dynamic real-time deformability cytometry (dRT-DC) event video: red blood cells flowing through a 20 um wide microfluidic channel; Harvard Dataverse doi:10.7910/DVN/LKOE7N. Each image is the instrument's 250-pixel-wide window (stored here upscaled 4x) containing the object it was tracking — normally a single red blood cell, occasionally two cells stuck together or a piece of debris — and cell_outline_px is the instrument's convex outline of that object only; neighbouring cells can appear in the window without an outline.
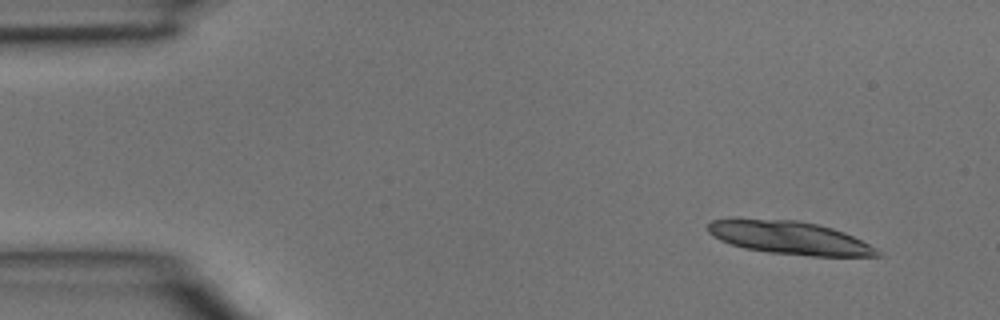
{"species": "common noctule bat (a hibernating species)", "species_latin": "Nyctalus noctula", "temperature_condition": "room temperature", "stored_images_in_passage": 4, "camera_frame_rate_fps": 3000, "um_per_image_px": 0.085, "animal": {"sex": "male", "body_mass_g": 15.6}, "frame": {"image": 1, "passage_image": 1, "time_ms": 0.0, "image_size_px": [1000, 320], "cell_outline_px": [[884, 256], [812, 256], [768, 252], [744, 248], [720, 240], [712, 236], [708, 232], [708, 224], [712, 220], [732, 216], [796, 220], [816, 224], [832, 228], [844, 232], [876, 248]], "centroid_in_image_um": [67.02, 20.17], "position_along_channel_um": 18.0, "area_um2": 33.18}}
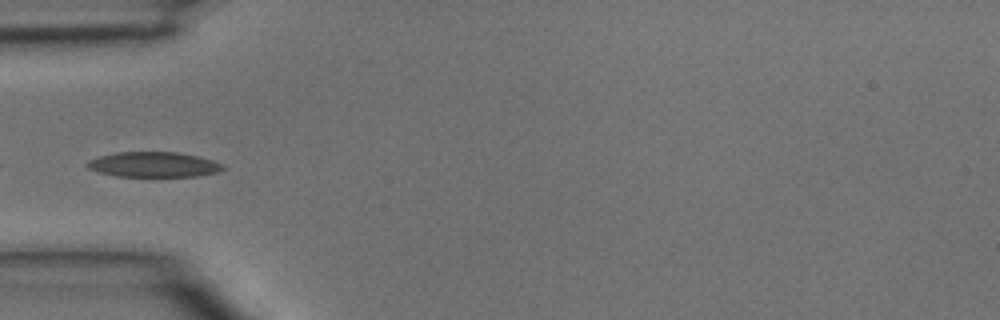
{"frame": {"image": 2, "passage_image": 3, "time_ms": 0.667, "image_size_px": [1000, 320], "cell_outline_px": [[228, 168], [216, 172], [196, 176], [116, 176], [96, 172], [88, 168], [84, 164], [88, 160], [100, 156], [116, 152], [176, 152], [200, 156], [224, 164]], "centroid_in_image_um": [13.05, 13.98], "position_along_channel_um": 71.9, "area_um2": 20.06}}